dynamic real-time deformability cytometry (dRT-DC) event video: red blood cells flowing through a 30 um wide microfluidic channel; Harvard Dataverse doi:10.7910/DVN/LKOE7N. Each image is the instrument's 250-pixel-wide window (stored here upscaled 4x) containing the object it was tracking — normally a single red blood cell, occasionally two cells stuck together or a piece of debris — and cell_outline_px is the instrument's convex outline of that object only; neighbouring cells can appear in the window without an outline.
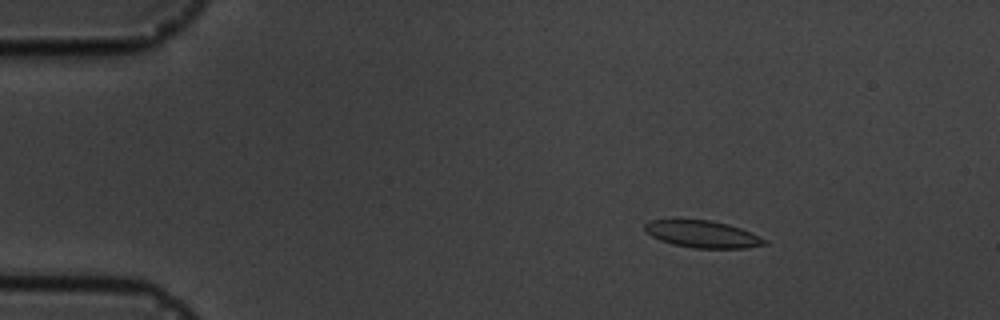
{"species": "common noctule bat (a hibernating species)", "species_latin": "Nyctalus noctula", "temperature_condition": "cold", "stored_images_in_passage": 8, "camera_frame_rate_fps": 3000, "um_per_image_px": 0.085, "animal": {"sex": "male", "body_mass_g": 19.5, "forearm_length_mm": 54.6}, "frame": {"image": 1, "passage_image": 3, "time_ms": 2.333, "image_size_px": [1000, 320], "cell_outline_px": [[768, 244], [744, 248], [692, 248], [672, 244], [660, 240], [652, 236], [644, 228], [644, 224], [648, 220], [672, 216], [680, 216], [712, 220], [728, 224], [740, 228], [768, 240]], "centroid_in_image_um": [59.61, 19.84], "position_along_channel_um": 25.4, "area_um2": 19.83}}
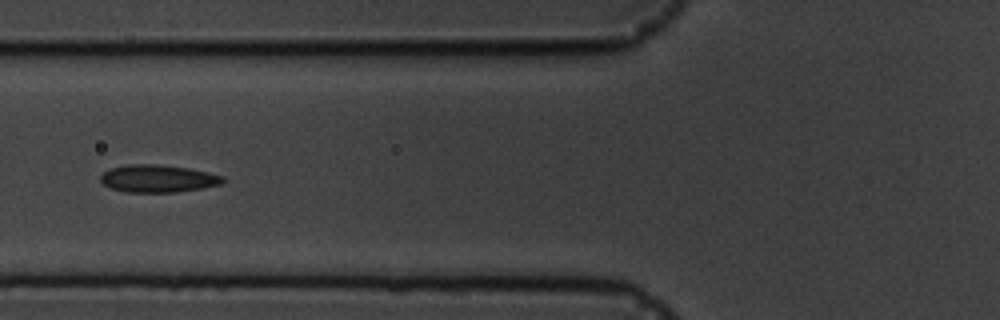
{"frame": {"image": 2, "passage_image": 6, "time_ms": 6.667, "image_size_px": [1000, 320], "cell_outline_px": [[224, 180], [220, 184], [200, 188], [176, 192], [124, 192], [112, 188], [104, 184], [100, 180], [100, 176], [104, 172], [112, 168], [128, 164], [156, 164], [188, 168], [208, 172], [224, 176]], "centroid_in_image_um": [13.41, 15.17], "position_along_channel_um": 112.4, "area_um2": 19.42}}
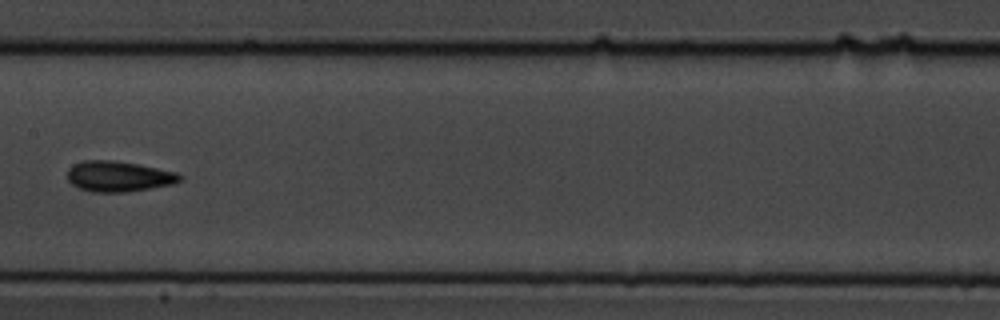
{"frame": {"image": 3, "passage_image": 8, "time_ms": 9.0, "image_size_px": [1000, 320], "cell_outline_px": [[184, 176], [180, 180], [172, 184], [124, 192], [92, 192], [80, 188], [72, 184], [68, 180], [68, 168], [72, 164], [84, 160], [116, 160], [176, 172]], "centroid_in_image_um": [10.04, 14.98], "position_along_channel_um": 197.4, "area_um2": 19.88}}